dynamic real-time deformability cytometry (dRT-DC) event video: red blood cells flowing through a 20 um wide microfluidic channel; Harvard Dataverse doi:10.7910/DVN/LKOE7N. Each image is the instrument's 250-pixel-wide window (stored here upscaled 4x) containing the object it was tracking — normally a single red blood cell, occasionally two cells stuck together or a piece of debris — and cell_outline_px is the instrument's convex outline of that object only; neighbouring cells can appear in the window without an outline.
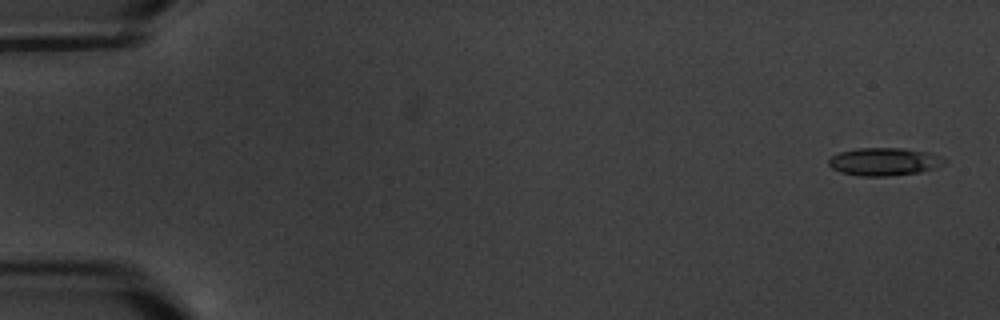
{"species": "common noctule bat (a hibernating species)", "species_latin": "Nyctalus noctula", "temperature_condition": "warm", "stored_images_in_passage": 5, "camera_frame_rate_fps": 3000, "um_per_image_px": 0.085, "animal": {"sex": "male", "body_mass_g": 20.1, "forearm_length_mm": 53.5}, "frame": {"image": 1, "passage_image": 1, "time_ms": 0.0, "image_size_px": [1000, 320], "cell_outline_px": [[948, 164], [936, 168], [920, 172], [888, 176], [860, 176], [840, 172], [832, 168], [828, 164], [828, 160], [832, 156], [840, 152], [856, 148], [904, 148], [928, 152], [940, 156], [948, 160]], "centroid_in_image_um": [75.21, 13.74], "position_along_channel_um": 9.8, "area_um2": 19.02}}
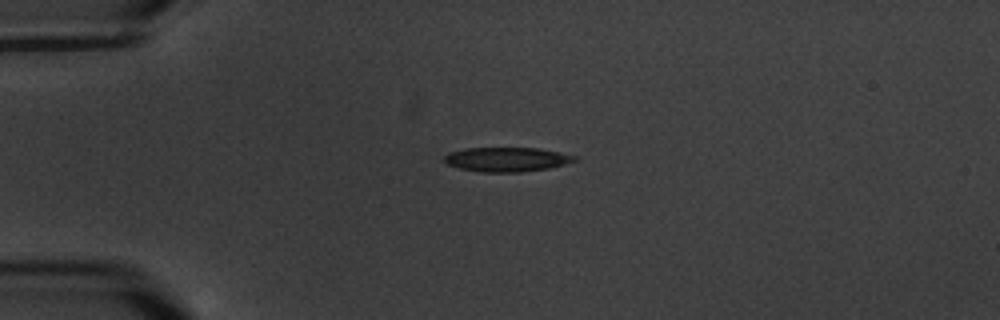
{"frame": {"image": 2, "passage_image": 4, "time_ms": 4.333, "image_size_px": [1000, 320], "cell_outline_px": [[580, 160], [548, 168], [520, 172], [480, 172], [460, 168], [448, 164], [444, 160], [444, 156], [448, 152], [464, 148], [536, 148], [560, 152], [576, 156]], "centroid_in_image_um": [43.08, 13.54], "position_along_channel_um": 41.9, "area_um2": 18.5}}